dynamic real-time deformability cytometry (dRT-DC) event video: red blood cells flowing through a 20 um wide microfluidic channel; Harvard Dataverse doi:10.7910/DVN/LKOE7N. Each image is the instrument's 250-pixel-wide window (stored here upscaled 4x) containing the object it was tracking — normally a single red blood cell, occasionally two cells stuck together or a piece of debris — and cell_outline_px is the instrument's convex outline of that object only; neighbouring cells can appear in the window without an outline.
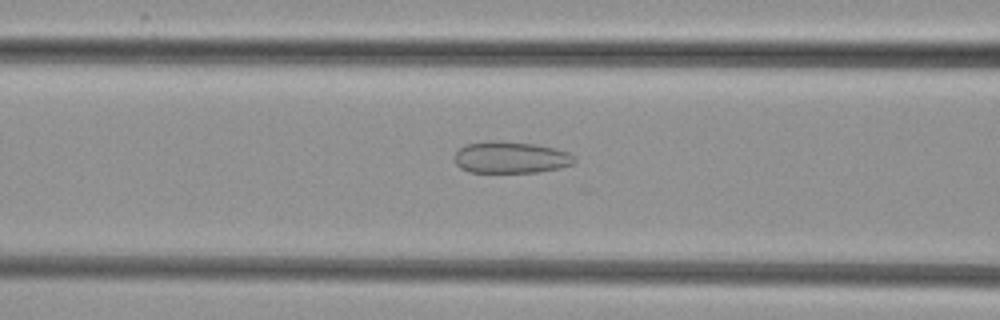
{"species": "common noctule bat (a hibernating species)", "species_latin": "Nyctalus noctula", "temperature_condition": "cold", "stored_images_in_passage": 37, "camera_frame_rate_fps": 3000, "um_per_image_px": 0.085, "animal": {"sex": "female", "body_mass_g": 29.2, "forearm_length_mm": 56.3}, "frame": {"image": 1, "passage_image": 6, "time_ms": 1.667, "image_size_px": [1000, 320], "cell_outline_px": [[576, 160], [572, 164], [560, 168], [540, 172], [468, 172], [460, 168], [456, 164], [452, 156], [464, 144], [488, 140], [504, 140], [536, 144], [568, 152], [576, 156]], "centroid_in_image_um": [43.38, 13.37], "position_along_channel_um": 123.2, "area_um2": 22.6}}
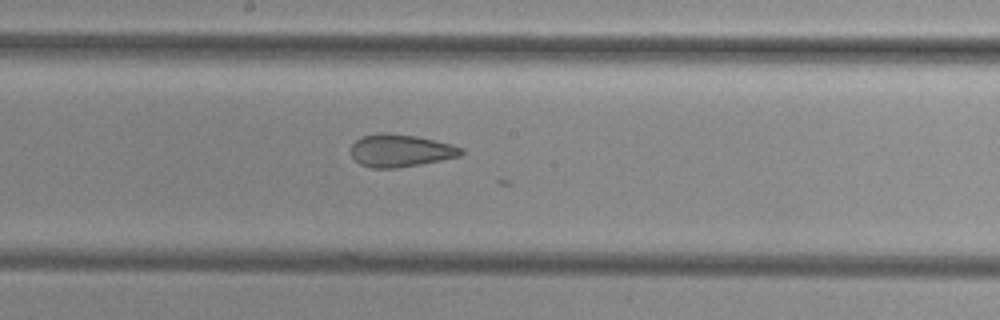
{"frame": {"image": 2, "passage_image": 13, "time_ms": 4.0, "image_size_px": [1000, 320], "cell_outline_px": [[464, 152], [460, 156], [420, 164], [396, 168], [372, 168], [360, 164], [352, 156], [352, 144], [356, 140], [364, 136], [376, 132], [384, 132], [416, 136], [452, 144], [464, 148]], "centroid_in_image_um": [34.05, 12.79], "position_along_channel_um": 214.1, "area_um2": 20.87}}
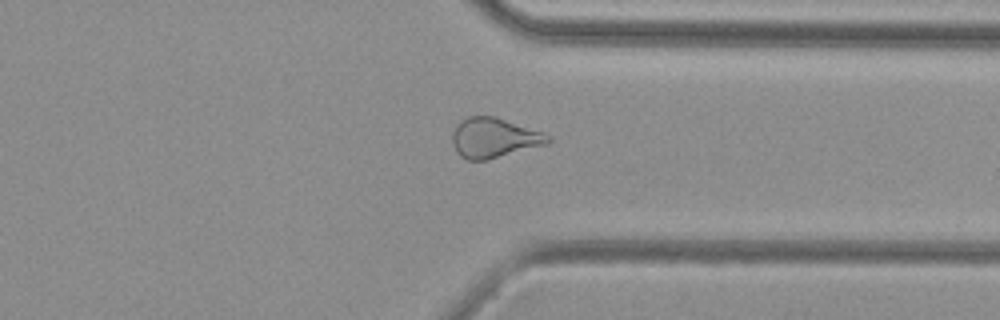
{"frame": {"image": 3, "passage_image": 25, "time_ms": 8.0, "image_size_px": [1000, 320], "cell_outline_px": [[552, 140], [548, 144], [484, 160], [468, 160], [460, 156], [456, 152], [452, 144], [452, 132], [456, 124], [460, 120], [468, 116], [492, 116], [544, 132], [552, 136]], "centroid_in_image_um": [41.98, 11.71], "position_along_channel_um": 369.4, "area_um2": 22.25}}